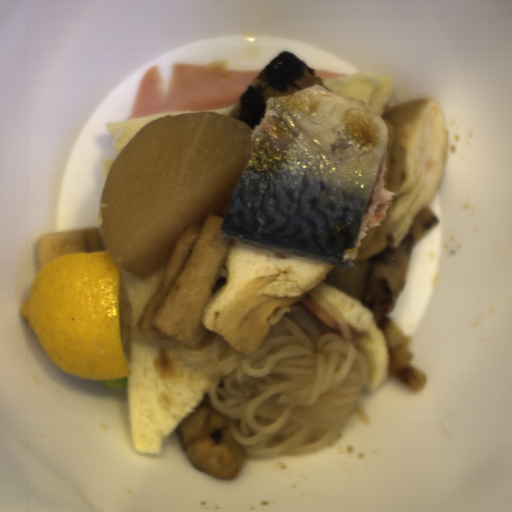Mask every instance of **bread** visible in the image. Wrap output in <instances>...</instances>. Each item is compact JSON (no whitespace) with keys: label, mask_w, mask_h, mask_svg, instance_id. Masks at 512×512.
<instances>
[{"label":"bread","mask_w":512,"mask_h":512,"mask_svg":"<svg viewBox=\"0 0 512 512\" xmlns=\"http://www.w3.org/2000/svg\"><path fill=\"white\" fill-rule=\"evenodd\" d=\"M116 158H113V159H106L104 162H103V173H104V184L106 182V178H107V175L114 163Z\"/></svg>","instance_id":"bc739cc2"},{"label":"bread","mask_w":512,"mask_h":512,"mask_svg":"<svg viewBox=\"0 0 512 512\" xmlns=\"http://www.w3.org/2000/svg\"><path fill=\"white\" fill-rule=\"evenodd\" d=\"M322 82L336 94L362 100L380 118L397 88L394 77L372 71L354 72Z\"/></svg>","instance_id":"b6be36c0"},{"label":"bread","mask_w":512,"mask_h":512,"mask_svg":"<svg viewBox=\"0 0 512 512\" xmlns=\"http://www.w3.org/2000/svg\"><path fill=\"white\" fill-rule=\"evenodd\" d=\"M169 264L165 265L146 279H139L123 269L119 270V296L127 300L131 306L133 328H138L145 310L153 295L164 280Z\"/></svg>","instance_id":"2504dc21"},{"label":"bread","mask_w":512,"mask_h":512,"mask_svg":"<svg viewBox=\"0 0 512 512\" xmlns=\"http://www.w3.org/2000/svg\"><path fill=\"white\" fill-rule=\"evenodd\" d=\"M125 391L133 450L161 453L165 439L204 400L212 379L185 366L178 349L129 344Z\"/></svg>","instance_id":"8d2b1439"},{"label":"bread","mask_w":512,"mask_h":512,"mask_svg":"<svg viewBox=\"0 0 512 512\" xmlns=\"http://www.w3.org/2000/svg\"><path fill=\"white\" fill-rule=\"evenodd\" d=\"M314 290L339 313L356 348L362 352L367 366L365 389L373 392L386 384L391 378V360L373 311L360 300L323 281Z\"/></svg>","instance_id":"cb027b5d"},{"label":"bread","mask_w":512,"mask_h":512,"mask_svg":"<svg viewBox=\"0 0 512 512\" xmlns=\"http://www.w3.org/2000/svg\"><path fill=\"white\" fill-rule=\"evenodd\" d=\"M182 113H192L190 111H173L142 117L129 118L113 122H107L106 128L110 134L114 151L117 157L129 144V142L148 124L160 117L171 116Z\"/></svg>","instance_id":"c6332bfd"},{"label":"bread","mask_w":512,"mask_h":512,"mask_svg":"<svg viewBox=\"0 0 512 512\" xmlns=\"http://www.w3.org/2000/svg\"><path fill=\"white\" fill-rule=\"evenodd\" d=\"M236 105V104H235ZM235 105H229L224 107H218V108H212L204 111L199 112H214V113H221V114H227V116L231 113Z\"/></svg>","instance_id":"23157a8e"}]
</instances>
